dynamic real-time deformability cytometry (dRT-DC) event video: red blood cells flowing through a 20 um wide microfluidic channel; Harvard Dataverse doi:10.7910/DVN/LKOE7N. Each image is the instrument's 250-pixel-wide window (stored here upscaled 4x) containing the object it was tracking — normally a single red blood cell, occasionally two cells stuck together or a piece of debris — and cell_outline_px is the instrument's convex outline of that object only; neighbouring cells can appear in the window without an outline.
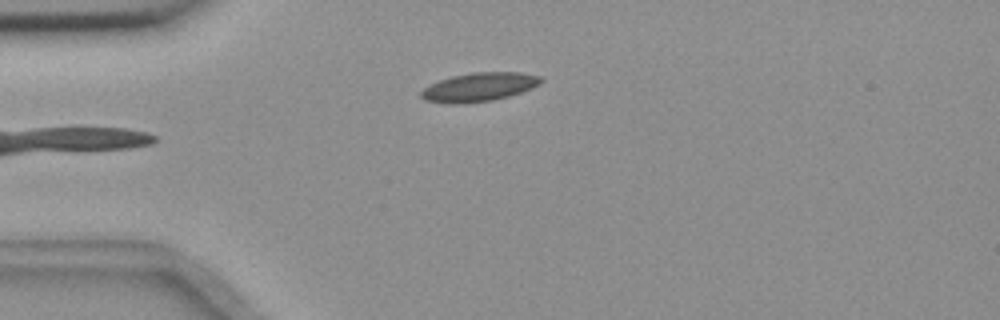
{"species": "common noctule bat (a hibernating species)", "species_latin": "Nyctalus noctula", "temperature_condition": "room temperature", "stored_images_in_passage": 3, "camera_frame_rate_fps": 3000, "um_per_image_px": 0.085, "animal": {"sex": "female", "body_mass_g": 18.4}, "frame": {"image": 1, "passage_image": 3, "time_ms": 0.667, "image_size_px": [1000, 320], "cell_outline_px": [[544, 80], [540, 84], [532, 88], [508, 96], [492, 100], [464, 104], [448, 104], [424, 100], [420, 96], [420, 92], [424, 88], [440, 80], [452, 76], [472, 72], [520, 72], [540, 76]], "centroid_in_image_um": [40.72, 7.4], "position_along_channel_um": 44.3, "area_um2": 20.11}}